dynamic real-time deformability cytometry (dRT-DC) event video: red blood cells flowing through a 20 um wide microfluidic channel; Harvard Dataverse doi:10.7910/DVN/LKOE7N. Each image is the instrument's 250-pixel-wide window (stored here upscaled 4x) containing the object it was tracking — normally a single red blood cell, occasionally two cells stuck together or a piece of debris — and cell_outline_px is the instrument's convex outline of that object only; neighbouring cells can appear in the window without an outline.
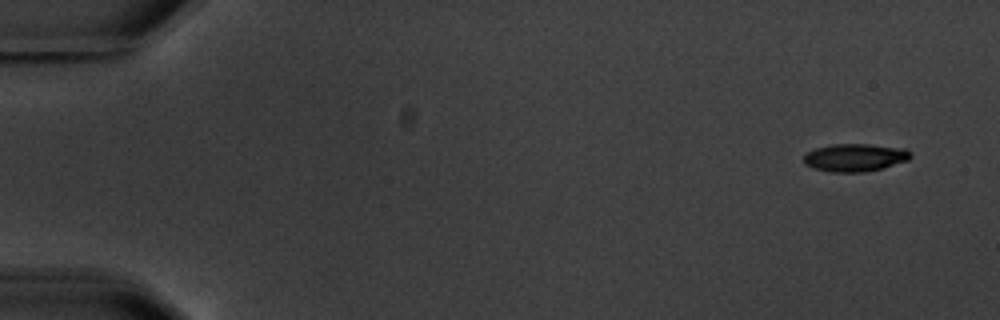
{"species": "common noctule bat (a hibernating species)", "species_latin": "Nyctalus noctula", "temperature_condition": "warm", "stored_images_in_passage": 4, "camera_frame_rate_fps": 3000, "um_per_image_px": 0.085, "animal": {"sex": "male", "body_mass_g": 20.1, "forearm_length_mm": 53.5}, "frame": {"image": 1, "passage_image": 1, "time_ms": 0.0, "image_size_px": [1000, 320], "cell_outline_px": [[912, 156], [908, 160], [884, 168], [864, 172], [832, 172], [816, 168], [804, 164], [804, 156], [808, 152], [816, 148], [832, 144], [868, 144], [904, 148], [912, 152]], "centroid_in_image_um": [72.71, 13.39], "position_along_channel_um": 12.3, "area_um2": 17.28}}